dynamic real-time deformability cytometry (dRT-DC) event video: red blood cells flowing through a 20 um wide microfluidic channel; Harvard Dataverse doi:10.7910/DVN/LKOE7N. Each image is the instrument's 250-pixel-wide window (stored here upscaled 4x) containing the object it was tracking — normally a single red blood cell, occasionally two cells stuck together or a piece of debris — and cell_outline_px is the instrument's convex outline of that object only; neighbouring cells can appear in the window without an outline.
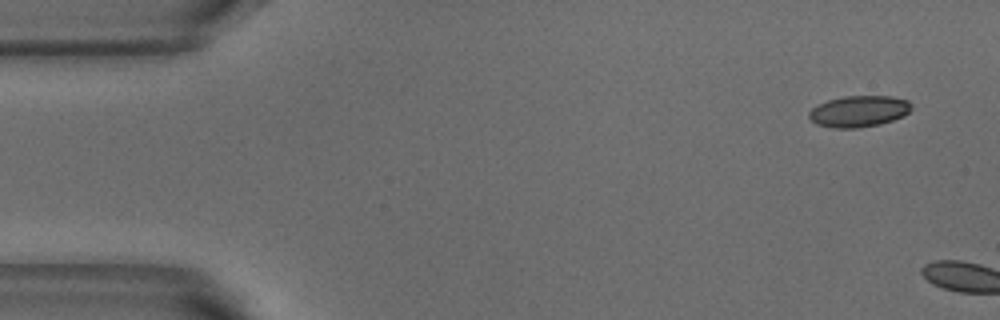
{"species": "common noctule bat (a hibernating species)", "species_latin": "Nyctalus noctula", "temperature_condition": "warm", "stored_images_in_passage": 7, "camera_frame_rate_fps": 3000, "um_per_image_px": 0.085, "animal": {"sex": "male", "body_mass_g": 18.8}, "frame": {"image": 1, "passage_image": 1, "time_ms": 0.0, "image_size_px": [1000, 320], "cell_outline_px": [[912, 108], [904, 116], [880, 124], [856, 128], [832, 128], [816, 124], [808, 116], [808, 112], [812, 108], [828, 100], [844, 96], [892, 96], [908, 100], [912, 104]], "centroid_in_image_um": [73.02, 9.46], "position_along_channel_um": 12.0, "area_um2": 18.73}}
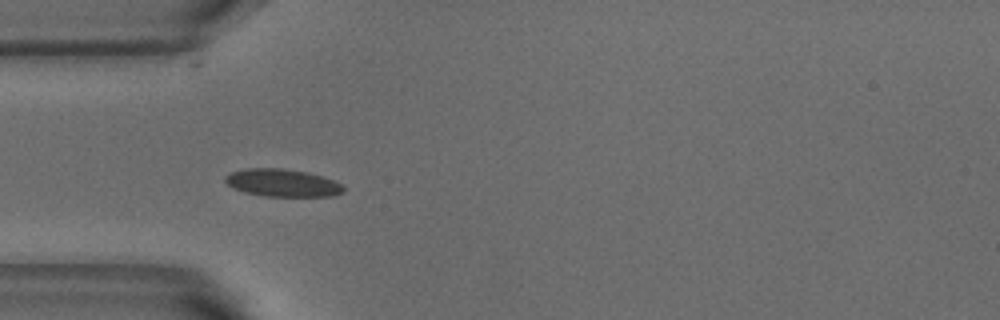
{"frame": {"image": 2, "passage_image": 5, "time_ms": 1.333, "image_size_px": [1000, 320], "cell_outline_px": [[344, 192], [332, 196], [264, 196], [244, 192], [232, 188], [224, 180], [224, 176], [232, 172], [244, 168], [284, 168], [308, 172], [344, 184]], "centroid_in_image_um": [23.99, 15.54], "position_along_channel_um": 61.0, "area_um2": 19.13}}
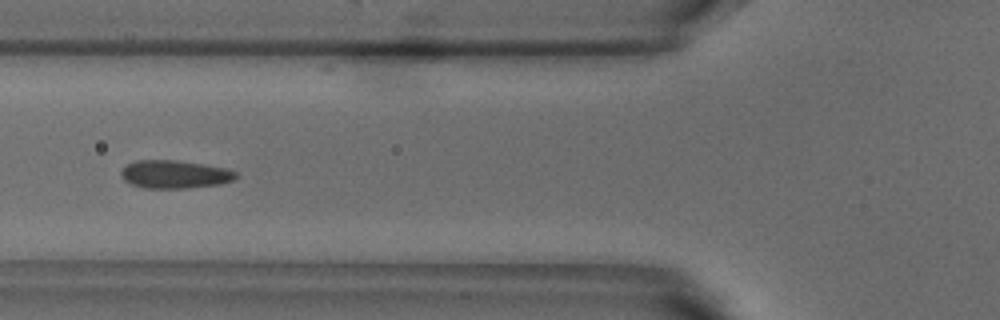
{"frame": {"image": 3, "passage_image": 6, "time_ms": 1.667, "image_size_px": [1000, 320], "cell_outline_px": [[236, 176], [232, 180], [220, 184], [184, 188], [144, 188], [132, 184], [124, 180], [120, 176], [120, 172], [128, 164], [136, 160], [176, 160], [204, 164], [224, 168], [236, 172]], "centroid_in_image_um": [14.81, 14.81], "position_along_channel_um": 111.0, "area_um2": 18.61}}